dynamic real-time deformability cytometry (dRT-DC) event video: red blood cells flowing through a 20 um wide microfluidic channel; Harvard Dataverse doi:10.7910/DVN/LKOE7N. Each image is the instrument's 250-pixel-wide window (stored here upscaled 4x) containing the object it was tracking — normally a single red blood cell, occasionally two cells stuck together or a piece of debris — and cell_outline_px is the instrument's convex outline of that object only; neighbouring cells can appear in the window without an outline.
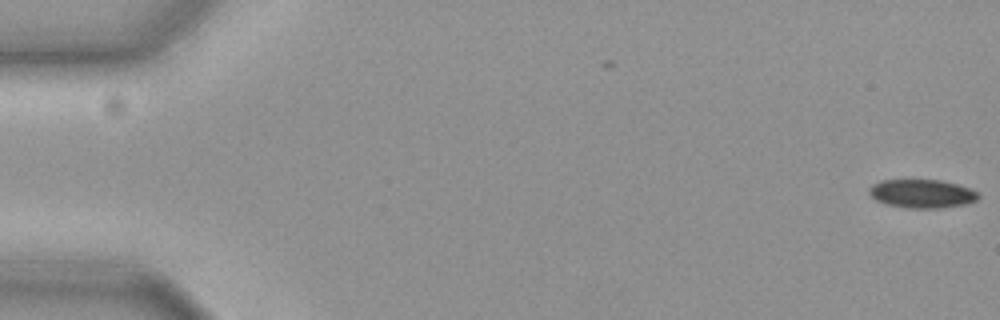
{"species": "common noctule bat (a hibernating species)", "species_latin": "Nyctalus noctula", "temperature_condition": "cold", "stored_images_in_passage": 2, "camera_frame_rate_fps": 3000, "um_per_image_px": 0.085, "animal": {"sex": "female", "body_mass_g": 19.3, "forearm_length_mm": 54.1}, "frame": {"image": 1, "passage_image": 2, "time_ms": 0.333, "image_size_px": [1000, 320], "cell_outline_px": [[980, 196], [976, 200], [964, 204], [940, 208], [908, 208], [888, 204], [876, 200], [868, 192], [868, 188], [872, 184], [880, 180], [940, 180], [956, 184], [968, 188], [976, 192]], "centroid_in_image_um": [78.33, 16.45], "position_along_channel_um": 6.7, "area_um2": 17.98}}